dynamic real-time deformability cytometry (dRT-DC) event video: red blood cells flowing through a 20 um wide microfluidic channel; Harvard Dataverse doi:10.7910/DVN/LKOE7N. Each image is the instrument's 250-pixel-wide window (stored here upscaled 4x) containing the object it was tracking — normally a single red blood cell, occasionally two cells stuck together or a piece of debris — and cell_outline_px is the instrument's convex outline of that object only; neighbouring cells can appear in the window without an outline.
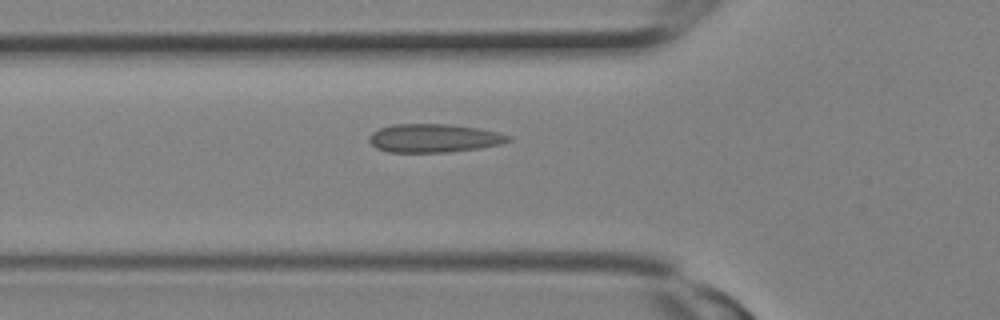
{"species": "Egyptian fruit bat (a non-hibernating species)", "species_latin": "Rousettus aegyptiacus", "temperature_condition": "room temperature", "stored_images_in_passage": 2, "camera_frame_rate_fps": 3000, "um_per_image_px": 0.085, "animal": {"sex": "female"}, "frame": {"image": 1, "passage_image": 2, "time_ms": 0.333, "image_size_px": [1000, 320], "cell_outline_px": [[512, 140], [500, 144], [480, 148], [448, 152], [388, 152], [376, 148], [368, 140], [368, 136], [372, 132], [380, 128], [392, 124], [448, 124], [476, 128], [496, 132], [512, 136]], "centroid_in_image_um": [36.86, 11.74], "position_along_channel_um": 88.9, "area_um2": 23.06}}